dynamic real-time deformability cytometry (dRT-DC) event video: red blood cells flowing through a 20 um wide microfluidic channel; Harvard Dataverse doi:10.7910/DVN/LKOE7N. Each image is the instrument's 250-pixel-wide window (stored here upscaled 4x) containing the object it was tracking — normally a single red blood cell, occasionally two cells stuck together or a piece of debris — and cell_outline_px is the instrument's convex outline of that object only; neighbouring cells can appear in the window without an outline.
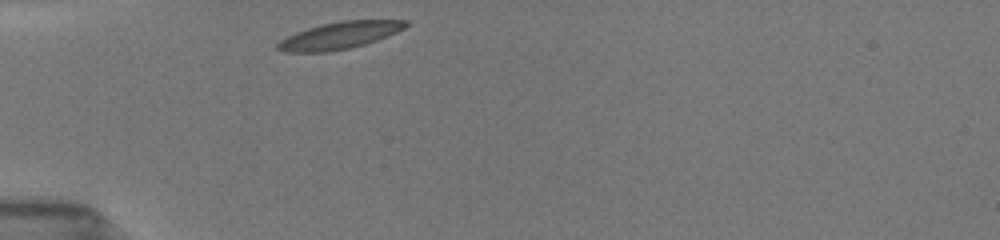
{"species": "common noctule bat (a hibernating species)", "species_latin": "Nyctalus noctula", "temperature_condition": "room temperature", "stored_images_in_passage": 25, "camera_frame_rate_fps": 3000, "um_per_image_px": 0.085, "animal": {"sex": "female", "body_mass_g": 19.5, "forearm_length_mm": 54.1}, "frame": {"image": 1, "passage_image": 1, "time_ms": 0.0, "image_size_px": [1000, 240], "cell_outline_px": [[412, 24], [396, 32], [376, 40], [364, 44], [348, 48], [328, 52], [284, 52], [276, 48], [276, 44], [280, 40], [296, 32], [320, 24], [344, 20], [408, 20]], "centroid_in_image_um": [28.86, 3.0], "position_along_channel_um": 56.1, "area_um2": 20.11}}
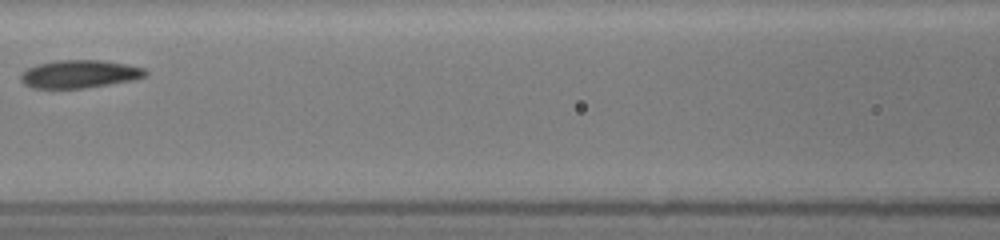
{"frame": {"image": 2, "passage_image": 7, "time_ms": 3.0, "image_size_px": [1000, 240], "cell_outline_px": [[148, 72], [144, 76], [136, 80], [84, 88], [32, 88], [24, 84], [20, 80], [20, 76], [28, 68], [36, 64], [56, 60], [104, 60], [128, 64], [144, 68]], "centroid_in_image_um": [6.78, 6.29], "position_along_channel_um": 159.8, "area_um2": 20.46}}
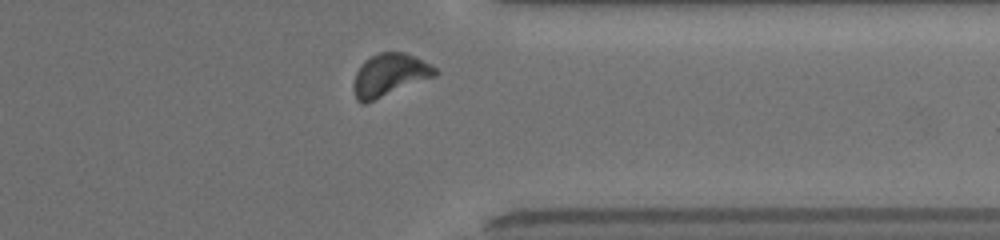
{"frame": {"image": 3, "passage_image": 22, "time_ms": 8.667, "image_size_px": [1000, 240], "cell_outline_px": [[440, 72], [436, 76], [364, 104], [356, 100], [352, 88], [352, 84], [356, 72], [360, 64], [364, 60], [380, 52], [404, 52], [416, 56], [436, 68]], "centroid_in_image_um": [33.09, 6.37], "position_along_channel_um": 378.3, "area_um2": 20.4}, "authors_computed_cell_mechanics": {"area_um2": 19.8832, "velocity_mm_per_s": 3.8969, "shape_relaxation_time_tau1_ms": 1.904, "shape_relaxation_time_tau2_ms": 2.919, "deformation_change_tau1": 0.1087, "deformation_change_tau2": 0.0854}}